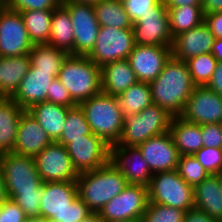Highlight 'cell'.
<instances>
[{
  "label": "cell",
  "mask_w": 222,
  "mask_h": 222,
  "mask_svg": "<svg viewBox=\"0 0 222 222\" xmlns=\"http://www.w3.org/2000/svg\"><path fill=\"white\" fill-rule=\"evenodd\" d=\"M149 85L153 104L166 109L174 117L183 113L187 100L196 87L186 62L173 56Z\"/></svg>",
  "instance_id": "6da1fadb"
},
{
  "label": "cell",
  "mask_w": 222,
  "mask_h": 222,
  "mask_svg": "<svg viewBox=\"0 0 222 222\" xmlns=\"http://www.w3.org/2000/svg\"><path fill=\"white\" fill-rule=\"evenodd\" d=\"M78 196L76 181H54L42 184L40 216L61 222H80L91 214Z\"/></svg>",
  "instance_id": "7a4b0ae2"
},
{
  "label": "cell",
  "mask_w": 222,
  "mask_h": 222,
  "mask_svg": "<svg viewBox=\"0 0 222 222\" xmlns=\"http://www.w3.org/2000/svg\"><path fill=\"white\" fill-rule=\"evenodd\" d=\"M76 182L78 196L92 212H99L128 185L125 176L111 161L94 171L79 174Z\"/></svg>",
  "instance_id": "3957f363"
},
{
  "label": "cell",
  "mask_w": 222,
  "mask_h": 222,
  "mask_svg": "<svg viewBox=\"0 0 222 222\" xmlns=\"http://www.w3.org/2000/svg\"><path fill=\"white\" fill-rule=\"evenodd\" d=\"M79 106L93 134L110 146L118 143L124 126V116L117 96L101 92L81 102Z\"/></svg>",
  "instance_id": "277c9868"
},
{
  "label": "cell",
  "mask_w": 222,
  "mask_h": 222,
  "mask_svg": "<svg viewBox=\"0 0 222 222\" xmlns=\"http://www.w3.org/2000/svg\"><path fill=\"white\" fill-rule=\"evenodd\" d=\"M57 78L77 105L102 92L101 67L88 56L69 54Z\"/></svg>",
  "instance_id": "5b68a950"
},
{
  "label": "cell",
  "mask_w": 222,
  "mask_h": 222,
  "mask_svg": "<svg viewBox=\"0 0 222 222\" xmlns=\"http://www.w3.org/2000/svg\"><path fill=\"white\" fill-rule=\"evenodd\" d=\"M173 117L166 109L152 103L140 113L124 117L122 134L116 145L138 146L150 137L164 134L169 131Z\"/></svg>",
  "instance_id": "8992f818"
},
{
  "label": "cell",
  "mask_w": 222,
  "mask_h": 222,
  "mask_svg": "<svg viewBox=\"0 0 222 222\" xmlns=\"http://www.w3.org/2000/svg\"><path fill=\"white\" fill-rule=\"evenodd\" d=\"M149 203L187 211L194 208L193 186L187 184L178 170L153 174L148 186Z\"/></svg>",
  "instance_id": "52a82bcc"
},
{
  "label": "cell",
  "mask_w": 222,
  "mask_h": 222,
  "mask_svg": "<svg viewBox=\"0 0 222 222\" xmlns=\"http://www.w3.org/2000/svg\"><path fill=\"white\" fill-rule=\"evenodd\" d=\"M0 164L3 169L8 198L11 195L34 192L43 184L34 157L14 152L5 153L0 155Z\"/></svg>",
  "instance_id": "ba28073f"
},
{
  "label": "cell",
  "mask_w": 222,
  "mask_h": 222,
  "mask_svg": "<svg viewBox=\"0 0 222 222\" xmlns=\"http://www.w3.org/2000/svg\"><path fill=\"white\" fill-rule=\"evenodd\" d=\"M135 46L133 29L100 27L94 49L88 55L97 66L125 60Z\"/></svg>",
  "instance_id": "9c48e42d"
},
{
  "label": "cell",
  "mask_w": 222,
  "mask_h": 222,
  "mask_svg": "<svg viewBox=\"0 0 222 222\" xmlns=\"http://www.w3.org/2000/svg\"><path fill=\"white\" fill-rule=\"evenodd\" d=\"M149 204L148 187L128 184L99 211L104 222L142 219Z\"/></svg>",
  "instance_id": "30bf717a"
},
{
  "label": "cell",
  "mask_w": 222,
  "mask_h": 222,
  "mask_svg": "<svg viewBox=\"0 0 222 222\" xmlns=\"http://www.w3.org/2000/svg\"><path fill=\"white\" fill-rule=\"evenodd\" d=\"M134 42L141 46L172 47L173 36L170 30L168 9L161 1L133 23Z\"/></svg>",
  "instance_id": "8fae6325"
},
{
  "label": "cell",
  "mask_w": 222,
  "mask_h": 222,
  "mask_svg": "<svg viewBox=\"0 0 222 222\" xmlns=\"http://www.w3.org/2000/svg\"><path fill=\"white\" fill-rule=\"evenodd\" d=\"M33 48L20 12L0 4V57L24 56Z\"/></svg>",
  "instance_id": "7c38bea8"
},
{
  "label": "cell",
  "mask_w": 222,
  "mask_h": 222,
  "mask_svg": "<svg viewBox=\"0 0 222 222\" xmlns=\"http://www.w3.org/2000/svg\"><path fill=\"white\" fill-rule=\"evenodd\" d=\"M68 10L74 29V55L88 56L96 44L99 22L94 6L73 2H61Z\"/></svg>",
  "instance_id": "4fadbf2b"
},
{
  "label": "cell",
  "mask_w": 222,
  "mask_h": 222,
  "mask_svg": "<svg viewBox=\"0 0 222 222\" xmlns=\"http://www.w3.org/2000/svg\"><path fill=\"white\" fill-rule=\"evenodd\" d=\"M66 148L78 174L94 171L110 161V145L93 133L72 139Z\"/></svg>",
  "instance_id": "5bb4252c"
},
{
  "label": "cell",
  "mask_w": 222,
  "mask_h": 222,
  "mask_svg": "<svg viewBox=\"0 0 222 222\" xmlns=\"http://www.w3.org/2000/svg\"><path fill=\"white\" fill-rule=\"evenodd\" d=\"M40 178L44 182L76 181L75 170L66 146L54 141L34 157Z\"/></svg>",
  "instance_id": "9a60e30c"
},
{
  "label": "cell",
  "mask_w": 222,
  "mask_h": 222,
  "mask_svg": "<svg viewBox=\"0 0 222 222\" xmlns=\"http://www.w3.org/2000/svg\"><path fill=\"white\" fill-rule=\"evenodd\" d=\"M180 117L199 125L222 123V97L206 86H196Z\"/></svg>",
  "instance_id": "2e32d148"
},
{
  "label": "cell",
  "mask_w": 222,
  "mask_h": 222,
  "mask_svg": "<svg viewBox=\"0 0 222 222\" xmlns=\"http://www.w3.org/2000/svg\"><path fill=\"white\" fill-rule=\"evenodd\" d=\"M152 174L177 170L180 154L169 131L138 145Z\"/></svg>",
  "instance_id": "e0dca14e"
},
{
  "label": "cell",
  "mask_w": 222,
  "mask_h": 222,
  "mask_svg": "<svg viewBox=\"0 0 222 222\" xmlns=\"http://www.w3.org/2000/svg\"><path fill=\"white\" fill-rule=\"evenodd\" d=\"M110 161L128 184L149 186L153 174L138 146H110Z\"/></svg>",
  "instance_id": "ac0fdd59"
},
{
  "label": "cell",
  "mask_w": 222,
  "mask_h": 222,
  "mask_svg": "<svg viewBox=\"0 0 222 222\" xmlns=\"http://www.w3.org/2000/svg\"><path fill=\"white\" fill-rule=\"evenodd\" d=\"M172 56V47L141 46L135 44L127 60L136 74L138 81L150 83L164 69Z\"/></svg>",
  "instance_id": "d6986e66"
},
{
  "label": "cell",
  "mask_w": 222,
  "mask_h": 222,
  "mask_svg": "<svg viewBox=\"0 0 222 222\" xmlns=\"http://www.w3.org/2000/svg\"><path fill=\"white\" fill-rule=\"evenodd\" d=\"M53 142L41 125L26 110L19 121L13 152L35 157Z\"/></svg>",
  "instance_id": "ffe728a7"
},
{
  "label": "cell",
  "mask_w": 222,
  "mask_h": 222,
  "mask_svg": "<svg viewBox=\"0 0 222 222\" xmlns=\"http://www.w3.org/2000/svg\"><path fill=\"white\" fill-rule=\"evenodd\" d=\"M215 38L209 27L203 22L198 27L184 31L173 39L172 56L181 61L210 53Z\"/></svg>",
  "instance_id": "44dd1931"
},
{
  "label": "cell",
  "mask_w": 222,
  "mask_h": 222,
  "mask_svg": "<svg viewBox=\"0 0 222 222\" xmlns=\"http://www.w3.org/2000/svg\"><path fill=\"white\" fill-rule=\"evenodd\" d=\"M57 77L51 76V72L36 71V68L30 65L27 75L11 98L24 110H28L33 105L46 101L49 85Z\"/></svg>",
  "instance_id": "7402d4cb"
},
{
  "label": "cell",
  "mask_w": 222,
  "mask_h": 222,
  "mask_svg": "<svg viewBox=\"0 0 222 222\" xmlns=\"http://www.w3.org/2000/svg\"><path fill=\"white\" fill-rule=\"evenodd\" d=\"M137 82L136 74L127 59L101 67V88L107 95L118 96Z\"/></svg>",
  "instance_id": "603a6c76"
},
{
  "label": "cell",
  "mask_w": 222,
  "mask_h": 222,
  "mask_svg": "<svg viewBox=\"0 0 222 222\" xmlns=\"http://www.w3.org/2000/svg\"><path fill=\"white\" fill-rule=\"evenodd\" d=\"M194 208L222 221V193L219 175L210 174L193 187Z\"/></svg>",
  "instance_id": "cb8c5ba5"
},
{
  "label": "cell",
  "mask_w": 222,
  "mask_h": 222,
  "mask_svg": "<svg viewBox=\"0 0 222 222\" xmlns=\"http://www.w3.org/2000/svg\"><path fill=\"white\" fill-rule=\"evenodd\" d=\"M25 111L12 98L0 97V155L13 152L19 121Z\"/></svg>",
  "instance_id": "d4e9b609"
},
{
  "label": "cell",
  "mask_w": 222,
  "mask_h": 222,
  "mask_svg": "<svg viewBox=\"0 0 222 222\" xmlns=\"http://www.w3.org/2000/svg\"><path fill=\"white\" fill-rule=\"evenodd\" d=\"M30 55L0 57V97L11 98L30 69Z\"/></svg>",
  "instance_id": "484cf974"
},
{
  "label": "cell",
  "mask_w": 222,
  "mask_h": 222,
  "mask_svg": "<svg viewBox=\"0 0 222 222\" xmlns=\"http://www.w3.org/2000/svg\"><path fill=\"white\" fill-rule=\"evenodd\" d=\"M69 109L70 107L45 101L33 105L27 111L41 125L49 137L53 141H57L63 132Z\"/></svg>",
  "instance_id": "4316f807"
},
{
  "label": "cell",
  "mask_w": 222,
  "mask_h": 222,
  "mask_svg": "<svg viewBox=\"0 0 222 222\" xmlns=\"http://www.w3.org/2000/svg\"><path fill=\"white\" fill-rule=\"evenodd\" d=\"M169 132L180 156L194 155L203 147L201 125L185 121L180 116L173 117Z\"/></svg>",
  "instance_id": "83f0119b"
},
{
  "label": "cell",
  "mask_w": 222,
  "mask_h": 222,
  "mask_svg": "<svg viewBox=\"0 0 222 222\" xmlns=\"http://www.w3.org/2000/svg\"><path fill=\"white\" fill-rule=\"evenodd\" d=\"M48 44L74 55V29L70 14L62 4L53 9Z\"/></svg>",
  "instance_id": "f1b7e54d"
},
{
  "label": "cell",
  "mask_w": 222,
  "mask_h": 222,
  "mask_svg": "<svg viewBox=\"0 0 222 222\" xmlns=\"http://www.w3.org/2000/svg\"><path fill=\"white\" fill-rule=\"evenodd\" d=\"M29 55L31 65L36 68V71L51 72V76H58L69 54L53 45L43 43L33 45Z\"/></svg>",
  "instance_id": "f546056e"
},
{
  "label": "cell",
  "mask_w": 222,
  "mask_h": 222,
  "mask_svg": "<svg viewBox=\"0 0 222 222\" xmlns=\"http://www.w3.org/2000/svg\"><path fill=\"white\" fill-rule=\"evenodd\" d=\"M117 98L124 117L140 113L153 103L149 83L141 81L130 86Z\"/></svg>",
  "instance_id": "4dcf8cb0"
},
{
  "label": "cell",
  "mask_w": 222,
  "mask_h": 222,
  "mask_svg": "<svg viewBox=\"0 0 222 222\" xmlns=\"http://www.w3.org/2000/svg\"><path fill=\"white\" fill-rule=\"evenodd\" d=\"M20 14L33 45L48 43L53 10H25Z\"/></svg>",
  "instance_id": "1f68e13d"
},
{
  "label": "cell",
  "mask_w": 222,
  "mask_h": 222,
  "mask_svg": "<svg viewBox=\"0 0 222 222\" xmlns=\"http://www.w3.org/2000/svg\"><path fill=\"white\" fill-rule=\"evenodd\" d=\"M93 6L100 27L132 29L133 22L125 11L123 3L116 0H101Z\"/></svg>",
  "instance_id": "d6a6232c"
},
{
  "label": "cell",
  "mask_w": 222,
  "mask_h": 222,
  "mask_svg": "<svg viewBox=\"0 0 222 222\" xmlns=\"http://www.w3.org/2000/svg\"><path fill=\"white\" fill-rule=\"evenodd\" d=\"M170 30L173 38L184 31L198 27L204 22L201 6H182L168 9Z\"/></svg>",
  "instance_id": "836d02e7"
},
{
  "label": "cell",
  "mask_w": 222,
  "mask_h": 222,
  "mask_svg": "<svg viewBox=\"0 0 222 222\" xmlns=\"http://www.w3.org/2000/svg\"><path fill=\"white\" fill-rule=\"evenodd\" d=\"M92 134L85 114L79 105L68 110L63 132L56 141L66 146L72 139L84 138V135Z\"/></svg>",
  "instance_id": "e575fe53"
},
{
  "label": "cell",
  "mask_w": 222,
  "mask_h": 222,
  "mask_svg": "<svg viewBox=\"0 0 222 222\" xmlns=\"http://www.w3.org/2000/svg\"><path fill=\"white\" fill-rule=\"evenodd\" d=\"M196 86H206L218 61L211 53L200 54L185 61Z\"/></svg>",
  "instance_id": "d590c367"
},
{
  "label": "cell",
  "mask_w": 222,
  "mask_h": 222,
  "mask_svg": "<svg viewBox=\"0 0 222 222\" xmlns=\"http://www.w3.org/2000/svg\"><path fill=\"white\" fill-rule=\"evenodd\" d=\"M177 170L180 177L193 187L210 175L194 155L180 156Z\"/></svg>",
  "instance_id": "8d00e7d4"
},
{
  "label": "cell",
  "mask_w": 222,
  "mask_h": 222,
  "mask_svg": "<svg viewBox=\"0 0 222 222\" xmlns=\"http://www.w3.org/2000/svg\"><path fill=\"white\" fill-rule=\"evenodd\" d=\"M186 211L157 203H149L142 222H183Z\"/></svg>",
  "instance_id": "74e56055"
},
{
  "label": "cell",
  "mask_w": 222,
  "mask_h": 222,
  "mask_svg": "<svg viewBox=\"0 0 222 222\" xmlns=\"http://www.w3.org/2000/svg\"><path fill=\"white\" fill-rule=\"evenodd\" d=\"M194 156L210 174L222 173V148L202 147Z\"/></svg>",
  "instance_id": "f35d334b"
},
{
  "label": "cell",
  "mask_w": 222,
  "mask_h": 222,
  "mask_svg": "<svg viewBox=\"0 0 222 222\" xmlns=\"http://www.w3.org/2000/svg\"><path fill=\"white\" fill-rule=\"evenodd\" d=\"M41 194L42 185L34 192L21 193L20 195H11L9 198L18 204V206L25 212L28 218L40 217Z\"/></svg>",
  "instance_id": "ab89813d"
},
{
  "label": "cell",
  "mask_w": 222,
  "mask_h": 222,
  "mask_svg": "<svg viewBox=\"0 0 222 222\" xmlns=\"http://www.w3.org/2000/svg\"><path fill=\"white\" fill-rule=\"evenodd\" d=\"M61 4L60 0H7L5 5L12 11L53 10Z\"/></svg>",
  "instance_id": "60d3db41"
},
{
  "label": "cell",
  "mask_w": 222,
  "mask_h": 222,
  "mask_svg": "<svg viewBox=\"0 0 222 222\" xmlns=\"http://www.w3.org/2000/svg\"><path fill=\"white\" fill-rule=\"evenodd\" d=\"M46 101L70 108L77 106V104L72 100L66 87L60 82L58 78H54L49 85Z\"/></svg>",
  "instance_id": "b9f144b4"
},
{
  "label": "cell",
  "mask_w": 222,
  "mask_h": 222,
  "mask_svg": "<svg viewBox=\"0 0 222 222\" xmlns=\"http://www.w3.org/2000/svg\"><path fill=\"white\" fill-rule=\"evenodd\" d=\"M161 1L162 0H126L123 4L130 20L135 23L141 16L153 11V8Z\"/></svg>",
  "instance_id": "7bdbcfd3"
},
{
  "label": "cell",
  "mask_w": 222,
  "mask_h": 222,
  "mask_svg": "<svg viewBox=\"0 0 222 222\" xmlns=\"http://www.w3.org/2000/svg\"><path fill=\"white\" fill-rule=\"evenodd\" d=\"M203 147L222 148V123L201 125Z\"/></svg>",
  "instance_id": "ee69618b"
},
{
  "label": "cell",
  "mask_w": 222,
  "mask_h": 222,
  "mask_svg": "<svg viewBox=\"0 0 222 222\" xmlns=\"http://www.w3.org/2000/svg\"><path fill=\"white\" fill-rule=\"evenodd\" d=\"M27 219L25 212L10 198L0 206V222H26Z\"/></svg>",
  "instance_id": "f6af8a7d"
},
{
  "label": "cell",
  "mask_w": 222,
  "mask_h": 222,
  "mask_svg": "<svg viewBox=\"0 0 222 222\" xmlns=\"http://www.w3.org/2000/svg\"><path fill=\"white\" fill-rule=\"evenodd\" d=\"M204 23L209 27L215 39H222V12L204 15Z\"/></svg>",
  "instance_id": "bcb514c9"
},
{
  "label": "cell",
  "mask_w": 222,
  "mask_h": 222,
  "mask_svg": "<svg viewBox=\"0 0 222 222\" xmlns=\"http://www.w3.org/2000/svg\"><path fill=\"white\" fill-rule=\"evenodd\" d=\"M183 222H221L196 208L187 210Z\"/></svg>",
  "instance_id": "7dc6e473"
},
{
  "label": "cell",
  "mask_w": 222,
  "mask_h": 222,
  "mask_svg": "<svg viewBox=\"0 0 222 222\" xmlns=\"http://www.w3.org/2000/svg\"><path fill=\"white\" fill-rule=\"evenodd\" d=\"M206 87L222 97V62H218L216 69Z\"/></svg>",
  "instance_id": "c3c4849f"
},
{
  "label": "cell",
  "mask_w": 222,
  "mask_h": 222,
  "mask_svg": "<svg viewBox=\"0 0 222 222\" xmlns=\"http://www.w3.org/2000/svg\"><path fill=\"white\" fill-rule=\"evenodd\" d=\"M201 7L204 15L222 12V0H202Z\"/></svg>",
  "instance_id": "681fc988"
},
{
  "label": "cell",
  "mask_w": 222,
  "mask_h": 222,
  "mask_svg": "<svg viewBox=\"0 0 222 222\" xmlns=\"http://www.w3.org/2000/svg\"><path fill=\"white\" fill-rule=\"evenodd\" d=\"M201 1L202 0H162L167 9L182 7L186 5L201 6Z\"/></svg>",
  "instance_id": "f907efd6"
},
{
  "label": "cell",
  "mask_w": 222,
  "mask_h": 222,
  "mask_svg": "<svg viewBox=\"0 0 222 222\" xmlns=\"http://www.w3.org/2000/svg\"><path fill=\"white\" fill-rule=\"evenodd\" d=\"M218 62H222V39H215L210 52Z\"/></svg>",
  "instance_id": "816d5d0a"
},
{
  "label": "cell",
  "mask_w": 222,
  "mask_h": 222,
  "mask_svg": "<svg viewBox=\"0 0 222 222\" xmlns=\"http://www.w3.org/2000/svg\"><path fill=\"white\" fill-rule=\"evenodd\" d=\"M8 199L7 193H6V186L4 182V174L3 169L0 164V206Z\"/></svg>",
  "instance_id": "f5cc1de1"
},
{
  "label": "cell",
  "mask_w": 222,
  "mask_h": 222,
  "mask_svg": "<svg viewBox=\"0 0 222 222\" xmlns=\"http://www.w3.org/2000/svg\"><path fill=\"white\" fill-rule=\"evenodd\" d=\"M80 222H104L99 212H91L87 217L83 218Z\"/></svg>",
  "instance_id": "db71d44e"
},
{
  "label": "cell",
  "mask_w": 222,
  "mask_h": 222,
  "mask_svg": "<svg viewBox=\"0 0 222 222\" xmlns=\"http://www.w3.org/2000/svg\"><path fill=\"white\" fill-rule=\"evenodd\" d=\"M101 0H64L62 2H73V3H79V4H90L95 5L99 3Z\"/></svg>",
  "instance_id": "11a10c76"
},
{
  "label": "cell",
  "mask_w": 222,
  "mask_h": 222,
  "mask_svg": "<svg viewBox=\"0 0 222 222\" xmlns=\"http://www.w3.org/2000/svg\"><path fill=\"white\" fill-rule=\"evenodd\" d=\"M26 222H46V218L43 217H29Z\"/></svg>",
  "instance_id": "9f6ffc18"
},
{
  "label": "cell",
  "mask_w": 222,
  "mask_h": 222,
  "mask_svg": "<svg viewBox=\"0 0 222 222\" xmlns=\"http://www.w3.org/2000/svg\"><path fill=\"white\" fill-rule=\"evenodd\" d=\"M111 222H142V219H130V220L111 221Z\"/></svg>",
  "instance_id": "6f0895ef"
},
{
  "label": "cell",
  "mask_w": 222,
  "mask_h": 222,
  "mask_svg": "<svg viewBox=\"0 0 222 222\" xmlns=\"http://www.w3.org/2000/svg\"><path fill=\"white\" fill-rule=\"evenodd\" d=\"M46 222H61V221L55 220L53 218H46Z\"/></svg>",
  "instance_id": "680465c9"
},
{
  "label": "cell",
  "mask_w": 222,
  "mask_h": 222,
  "mask_svg": "<svg viewBox=\"0 0 222 222\" xmlns=\"http://www.w3.org/2000/svg\"><path fill=\"white\" fill-rule=\"evenodd\" d=\"M220 185H221V193H222V173L219 174Z\"/></svg>",
  "instance_id": "91938a15"
},
{
  "label": "cell",
  "mask_w": 222,
  "mask_h": 222,
  "mask_svg": "<svg viewBox=\"0 0 222 222\" xmlns=\"http://www.w3.org/2000/svg\"><path fill=\"white\" fill-rule=\"evenodd\" d=\"M7 0H0V4H5Z\"/></svg>",
  "instance_id": "94428289"
},
{
  "label": "cell",
  "mask_w": 222,
  "mask_h": 222,
  "mask_svg": "<svg viewBox=\"0 0 222 222\" xmlns=\"http://www.w3.org/2000/svg\"><path fill=\"white\" fill-rule=\"evenodd\" d=\"M116 1H118L120 3H124L126 0H116Z\"/></svg>",
  "instance_id": "6125c7cd"
}]
</instances>
